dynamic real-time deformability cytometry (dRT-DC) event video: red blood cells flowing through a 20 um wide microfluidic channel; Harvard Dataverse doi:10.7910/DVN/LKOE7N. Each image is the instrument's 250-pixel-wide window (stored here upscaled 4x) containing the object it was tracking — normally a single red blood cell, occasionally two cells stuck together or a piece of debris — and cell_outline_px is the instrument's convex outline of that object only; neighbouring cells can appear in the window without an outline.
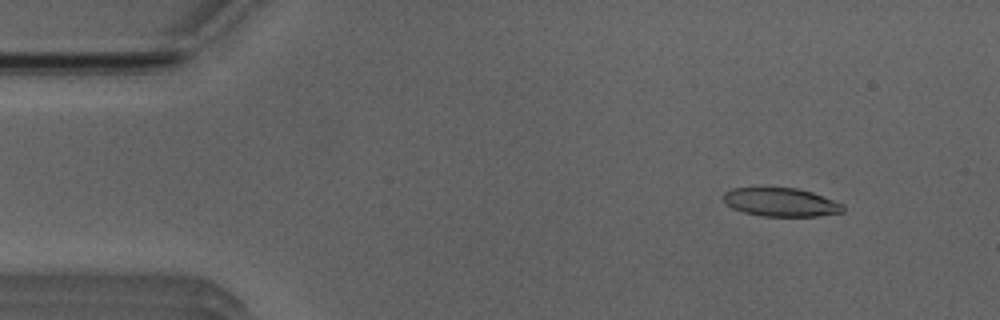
{"species": "Egyptian fruit bat (a non-hibernating species)", "species_latin": "Rousettus aegyptiacus", "temperature_condition": "room temperature", "stored_images_in_passage": 52, "camera_frame_rate_fps": 3000, "um_per_image_px": 0.085, "animal": {"sex": "male"}, "frame": {"image": 1, "passage_image": 6, "time_ms": 1.667, "image_size_px": [1000, 320], "cell_outline_px": [[844, 212], [816, 216], [760, 216], [744, 212], [732, 208], [724, 200], [724, 192], [732, 188], [796, 188], [812, 192], [832, 200], [840, 204], [844, 208]], "centroid_in_image_um": [66.35, 17.19], "position_along_channel_um": 18.6, "area_um2": 19.59}}
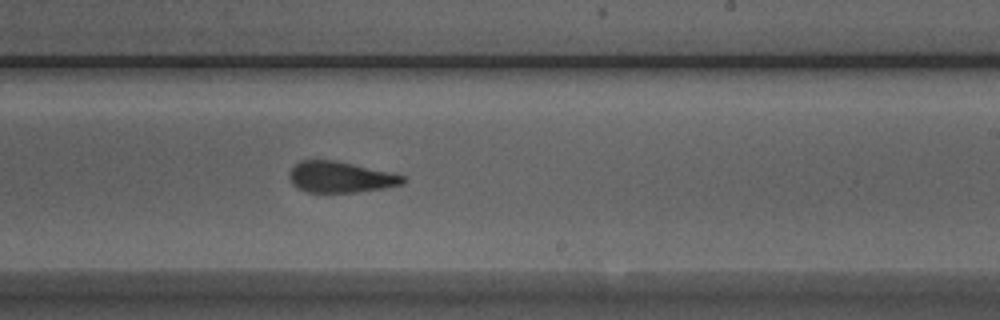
{"frame": {"image": 2, "passage_image": 31, "time_ms": 10.0, "image_size_px": [1000, 320], "cell_outline_px": [[408, 180], [404, 184], [384, 188], [356, 192], [308, 192], [296, 188], [292, 184], [288, 176], [288, 172], [300, 160], [336, 160], [404, 176]], "centroid_in_image_um": [28.91, 15.06], "position_along_channel_um": 260.1, "area_um2": 20.52}}
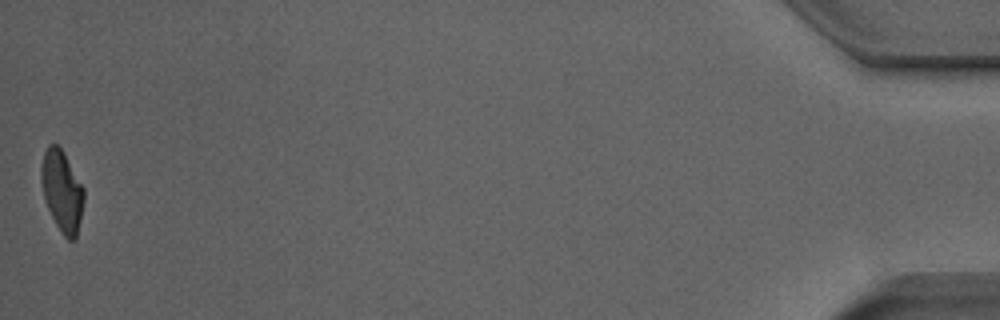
{"frame": {"image": 3, "passage_image": 52, "time_ms": 17.0, "image_size_px": [1000, 320], "cell_outline_px": [[84, 200], [76, 240], [68, 240], [60, 232], [48, 208], [44, 196], [40, 180], [40, 168], [44, 152], [48, 144], [56, 144], [64, 152], [84, 188]], "centroid_in_image_um": [5.27, 16.23], "position_along_channel_um": 429.9, "area_um2": 20.23}, "authors_computed_cell_mechanics": {"area_um2": 21.1548, "velocity_mm_per_s": 3.9214, "shape_relaxation_time_tau1_ms": 3.264, "shape_relaxation_time_tau2_ms": 1.5135, "deformation_change_tau1": 0.167, "deformation_change_tau2": 0.1088}}